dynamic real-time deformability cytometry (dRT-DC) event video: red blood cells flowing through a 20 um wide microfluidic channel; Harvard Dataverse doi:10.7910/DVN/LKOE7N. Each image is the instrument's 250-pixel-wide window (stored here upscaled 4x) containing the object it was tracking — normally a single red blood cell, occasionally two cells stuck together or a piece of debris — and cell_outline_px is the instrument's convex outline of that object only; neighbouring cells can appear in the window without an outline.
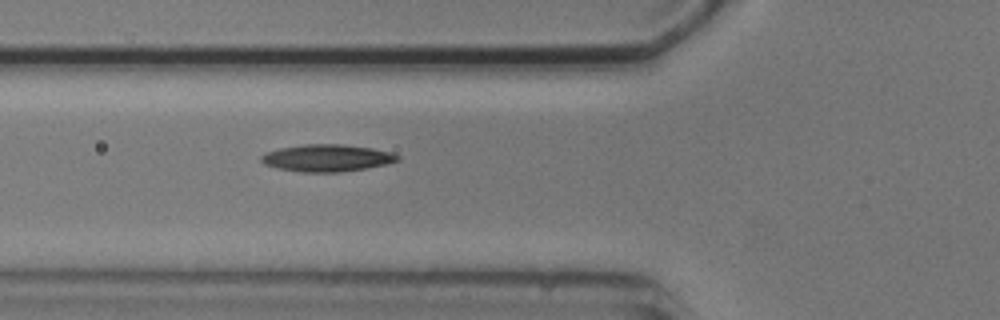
{"species": "common noctule bat (a hibernating species)", "species_latin": "Nyctalus noctula", "temperature_condition": "cold", "stored_images_in_passage": 5, "camera_frame_rate_fps": 3000, "um_per_image_px": 0.085, "animal": {"sex": "male", "body_mass_g": 20.5, "forearm_length_mm": 52.5}, "frame": {"image": 1, "passage_image": 5, "time_ms": 6.0, "image_size_px": [1000, 320], "cell_outline_px": [[400, 160], [388, 164], [368, 168], [340, 172], [300, 172], [276, 168], [264, 164], [260, 160], [260, 156], [264, 152], [280, 148], [304, 144], [344, 144], [372, 148], [392, 152], [400, 156]], "centroid_in_image_um": [27.8, 13.43], "position_along_channel_um": 98.0, "area_um2": 21.85}}